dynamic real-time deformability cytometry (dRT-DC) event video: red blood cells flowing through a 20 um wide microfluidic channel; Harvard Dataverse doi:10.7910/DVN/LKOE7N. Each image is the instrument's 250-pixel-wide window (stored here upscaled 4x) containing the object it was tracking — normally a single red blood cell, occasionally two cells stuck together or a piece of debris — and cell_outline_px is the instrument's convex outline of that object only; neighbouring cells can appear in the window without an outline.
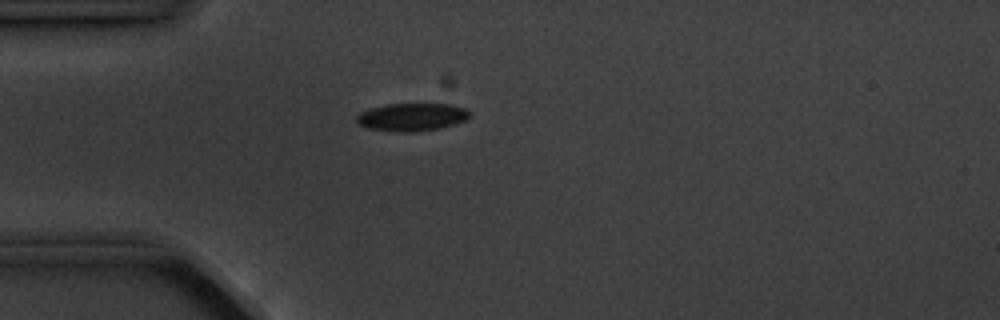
{"species": "common noctule bat (a hibernating species)", "species_latin": "Nyctalus noctula", "temperature_condition": "cold", "stored_images_in_passage": 4, "camera_frame_rate_fps": 3000, "um_per_image_px": 0.085, "animal": {"sex": "male", "body_mass_g": 20.1, "forearm_length_mm": 53.5}, "frame": {"image": 1, "passage_image": 4, "time_ms": 3.333, "image_size_px": [1000, 320], "cell_outline_px": [[472, 112], [468, 120], [440, 128], [408, 132], [396, 132], [368, 128], [356, 124], [356, 116], [360, 112], [368, 108], [388, 104], [452, 104], [464, 108]], "centroid_in_image_um": [35.0, 9.94], "position_along_channel_um": 50.0, "area_um2": 18.55}}